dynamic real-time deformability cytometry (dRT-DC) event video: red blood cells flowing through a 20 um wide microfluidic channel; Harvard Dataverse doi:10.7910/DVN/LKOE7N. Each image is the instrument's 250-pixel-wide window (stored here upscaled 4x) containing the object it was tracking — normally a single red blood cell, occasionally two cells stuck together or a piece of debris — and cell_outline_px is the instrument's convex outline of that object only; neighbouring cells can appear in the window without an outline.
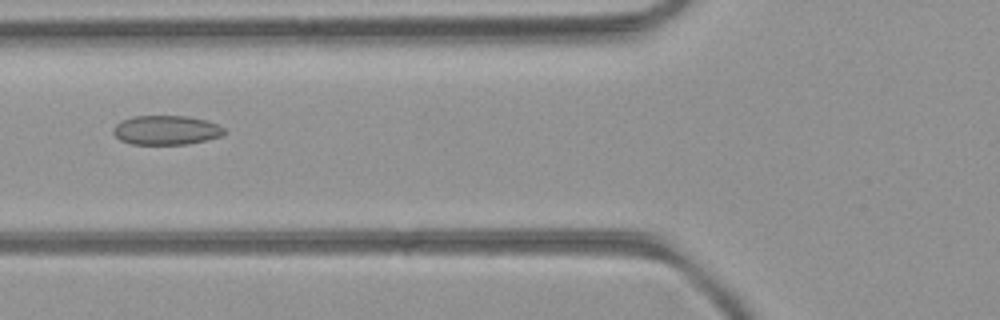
{"species": "common noctule bat (a hibernating species)", "species_latin": "Nyctalus noctula", "temperature_condition": "room temperature", "stored_images_in_passage": 37, "camera_frame_rate_fps": 3000, "um_per_image_px": 0.085, "animal": {"sex": "female", "body_mass_g": 21.9}, "frame": {"image": 1, "passage_image": 8, "time_ms": 2.333, "image_size_px": [1000, 320], "cell_outline_px": [[224, 132], [220, 136], [188, 144], [132, 144], [120, 140], [112, 132], [112, 128], [120, 120], [136, 116], [188, 116], [208, 120], [224, 128]], "centroid_in_image_um": [14.09, 11.05], "position_along_channel_um": 111.7, "area_um2": 18.9}}
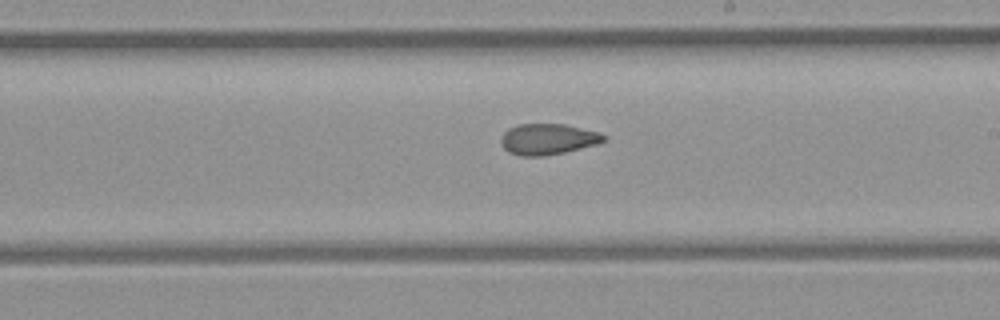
{"frame": {"image": 2, "passage_image": 17, "time_ms": 5.333, "image_size_px": [1000, 320], "cell_outline_px": [[608, 140], [600, 144], [564, 152], [544, 156], [520, 156], [508, 152], [500, 144], [500, 140], [504, 132], [508, 128], [520, 124], [564, 124], [600, 132], [608, 136]], "centroid_in_image_um": [46.61, 11.83], "position_along_channel_um": 242.4, "area_um2": 18.84}}
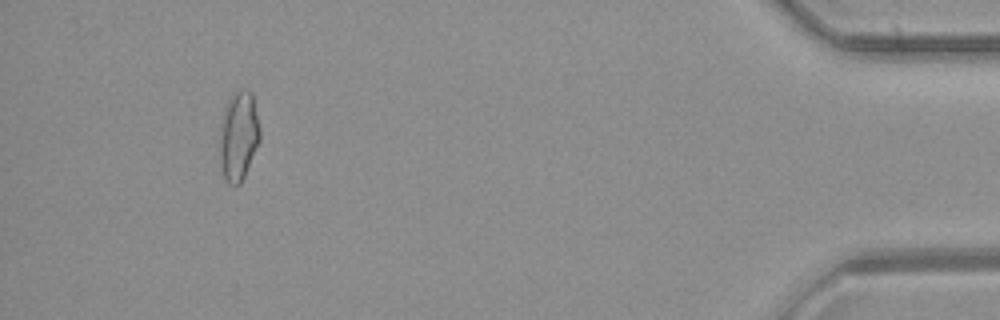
{"frame": {"image": 3, "passage_image": 34, "time_ms": 11.0, "image_size_px": [1000, 320], "cell_outline_px": [[260, 140], [244, 176], [240, 184], [236, 188], [228, 184], [224, 180], [216, 140], [224, 112], [232, 96], [240, 88], [248, 88], [252, 92], [260, 128]], "centroid_in_image_um": [20.25, 11.6], "position_along_channel_um": 415.0, "area_um2": 21.44}}